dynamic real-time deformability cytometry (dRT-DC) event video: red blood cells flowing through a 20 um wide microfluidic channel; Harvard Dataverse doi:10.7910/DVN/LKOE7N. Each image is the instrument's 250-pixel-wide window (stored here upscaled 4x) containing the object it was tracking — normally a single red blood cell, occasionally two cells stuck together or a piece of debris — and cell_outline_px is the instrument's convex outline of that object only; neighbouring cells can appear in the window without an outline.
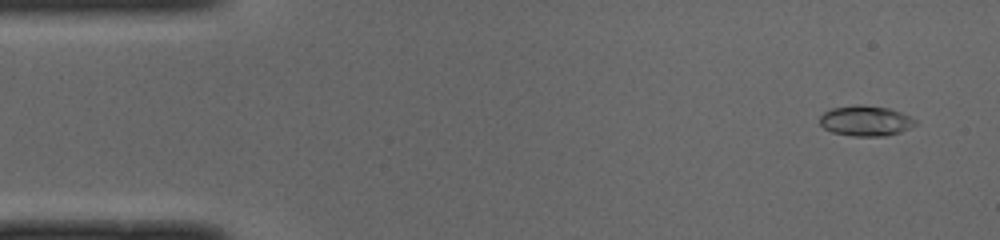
{"species": "common noctule bat (a hibernating species)", "species_latin": "Nyctalus noctula", "temperature_condition": "cold", "stored_images_in_passage": 50, "camera_frame_rate_fps": 3000, "um_per_image_px": 0.085, "animal": {"sex": "male", "body_mass_g": 19.0, "forearm_length_mm": 50.8}, "frame": {"image": 1, "passage_image": 3, "time_ms": 0.667, "image_size_px": [1000, 240], "cell_outline_px": [[916, 124], [900, 132], [884, 136], [856, 136], [832, 132], [824, 128], [820, 124], [820, 116], [824, 112], [832, 108], [856, 104], [864, 104], [888, 108], [900, 112], [916, 120]], "centroid_in_image_um": [73.55, 10.26], "position_along_channel_um": 11.4, "area_um2": 16.82}}
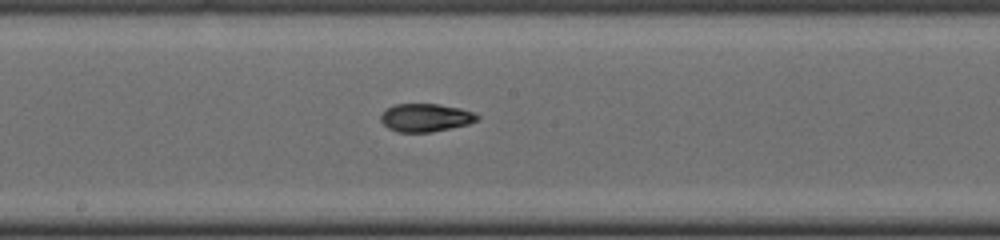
{"frame": {"image": 2, "passage_image": 26, "time_ms": 8.333, "image_size_px": [1000, 240], "cell_outline_px": [[480, 120], [468, 124], [428, 132], [396, 132], [388, 128], [380, 120], [380, 116], [388, 108], [396, 104], [440, 104], [460, 108], [476, 112], [480, 116]], "centroid_in_image_um": [36.21, 9.99], "position_along_channel_um": 212.0, "area_um2": 15.78}}
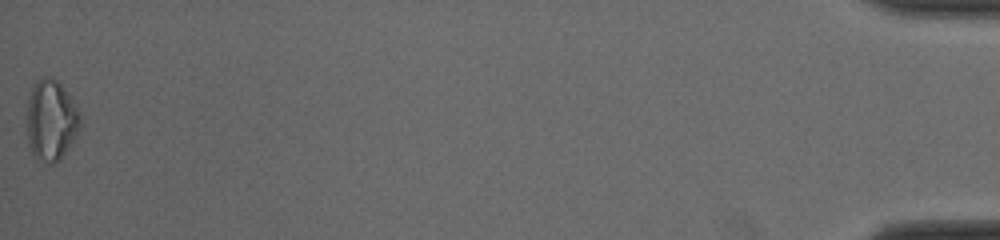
{"frame": {"image": 3, "passage_image": 50, "time_ms": 16.333, "image_size_px": [1000, 240], "cell_outline_px": [[80, 128], [68, 148], [60, 160], [52, 164], [48, 164], [36, 160], [28, 144], [28, 96], [36, 80], [44, 76], [52, 76], [60, 84], [76, 108], [80, 116]], "centroid_in_image_um": [4.32, 10.25], "position_along_channel_um": 430.9, "area_um2": 24.85}, "authors_computed_cell_mechanics": {"area_um2": 16.2996, "velocity_mm_per_s": 4.0157, "shape_relaxation_time_tau1_ms": 4.6511, "shape_relaxation_time_tau2_ms": 3.0284, "deformation_change_tau1": 0.1624, "deformation_change_tau2": 0.071}}